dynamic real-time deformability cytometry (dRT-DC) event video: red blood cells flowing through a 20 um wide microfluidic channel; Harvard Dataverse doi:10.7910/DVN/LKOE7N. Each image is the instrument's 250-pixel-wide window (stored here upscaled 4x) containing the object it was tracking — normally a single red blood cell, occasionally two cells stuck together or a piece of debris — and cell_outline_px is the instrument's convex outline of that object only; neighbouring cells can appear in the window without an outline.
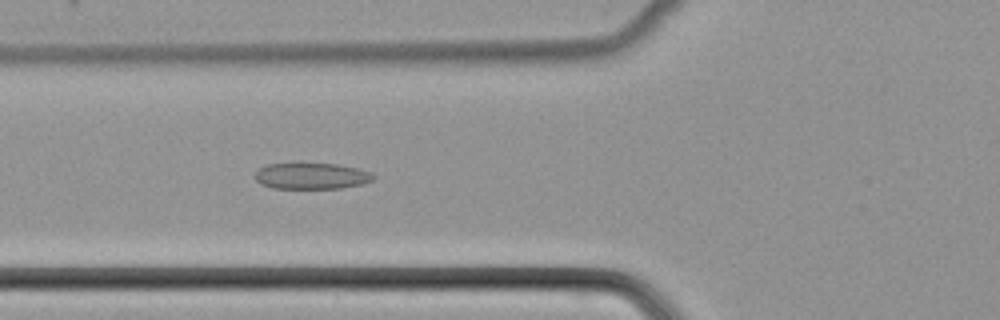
{"species": "common noctule bat (a hibernating species)", "species_latin": "Nyctalus noctula", "temperature_condition": "cold", "stored_images_in_passage": 36, "camera_frame_rate_fps": 3000, "um_per_image_px": 0.085, "animal": {"sex": "female", "body_mass_g": 22.7, "forearm_length_mm": 54.2}, "frame": {"image": 1, "passage_image": 13, "time_ms": 4.0, "image_size_px": [1000, 320], "cell_outline_px": [[376, 176], [372, 180], [360, 184], [340, 188], [272, 188], [260, 184], [256, 180], [256, 172], [260, 168], [268, 164], [292, 160], [300, 160], [336, 164], [356, 168], [372, 172]], "centroid_in_image_um": [26.43, 14.9], "position_along_channel_um": 99.4, "area_um2": 18.9}}
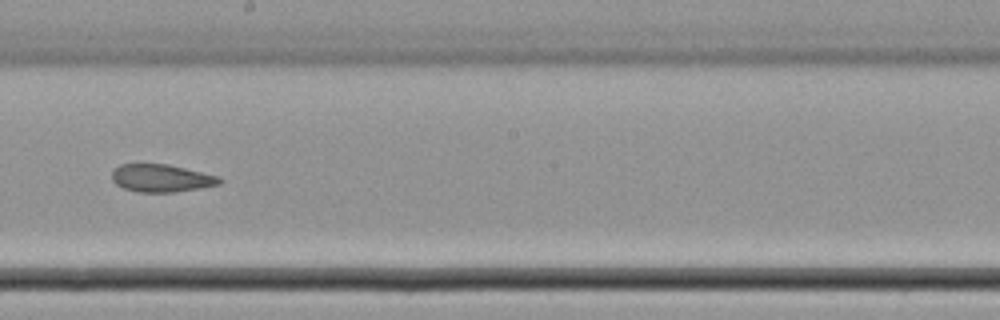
{"frame": {"image": 2, "passage_image": 23, "time_ms": 7.333, "image_size_px": [1000, 320], "cell_outline_px": [[224, 180], [220, 184], [200, 188], [176, 192], [140, 192], [124, 188], [116, 184], [112, 180], [112, 172], [120, 164], [168, 164], [220, 176]], "centroid_in_image_um": [13.75, 15.14], "position_along_channel_um": 234.4, "area_um2": 17.4}}
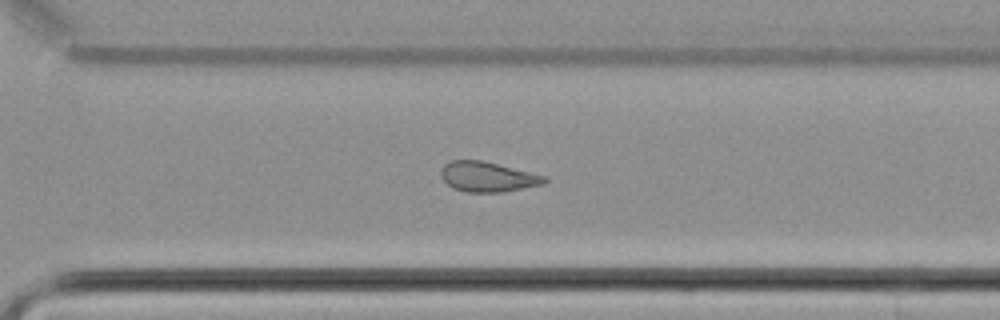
{"frame": {"image": 3, "passage_image": 30, "time_ms": 9.667, "image_size_px": [1000, 320], "cell_outline_px": [[548, 180], [544, 184], [504, 192], [464, 192], [452, 188], [440, 176], [440, 172], [444, 164], [452, 160], [480, 160], [544, 176]], "centroid_in_image_um": [41.4, 15.04], "position_along_channel_um": 329.2, "area_um2": 17.92}}